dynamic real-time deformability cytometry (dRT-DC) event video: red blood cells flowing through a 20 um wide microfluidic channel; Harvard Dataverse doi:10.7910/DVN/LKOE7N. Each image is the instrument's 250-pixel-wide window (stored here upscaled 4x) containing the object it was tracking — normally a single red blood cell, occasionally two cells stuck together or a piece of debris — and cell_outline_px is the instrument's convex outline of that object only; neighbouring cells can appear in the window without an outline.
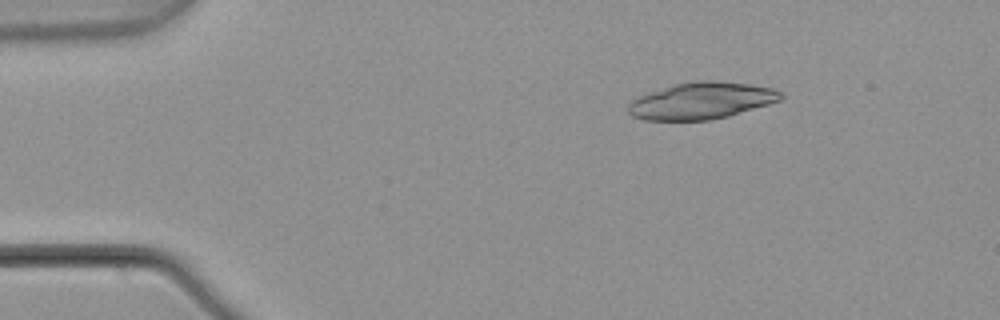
{"species": "common noctule bat (a hibernating species)", "species_latin": "Nyctalus noctula", "temperature_condition": "warm", "stored_images_in_passage": 3, "camera_frame_rate_fps": 3000, "um_per_image_px": 0.085, "animal": {"sex": "male", "body_mass_g": 21.5, "forearm_length_mm": 52.0}, "frame": {"image": 1, "passage_image": 2, "time_ms": 0.333, "image_size_px": [1000, 320], "cell_outline_px": [[784, 96], [780, 100], [768, 104], [728, 116], [708, 120], [644, 120], [632, 116], [628, 112], [628, 104], [632, 100], [640, 96], [676, 84], [696, 80], [720, 80], [752, 84], [772, 88], [780, 92]], "centroid_in_image_um": [59.64, 8.56], "position_along_channel_um": 25.4, "area_um2": 32.48}}